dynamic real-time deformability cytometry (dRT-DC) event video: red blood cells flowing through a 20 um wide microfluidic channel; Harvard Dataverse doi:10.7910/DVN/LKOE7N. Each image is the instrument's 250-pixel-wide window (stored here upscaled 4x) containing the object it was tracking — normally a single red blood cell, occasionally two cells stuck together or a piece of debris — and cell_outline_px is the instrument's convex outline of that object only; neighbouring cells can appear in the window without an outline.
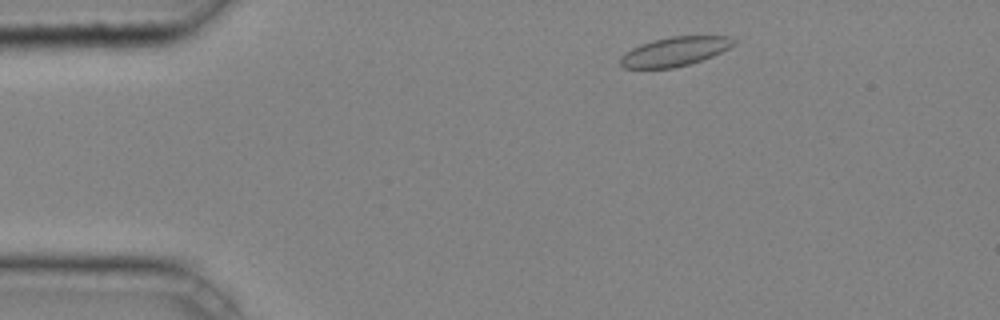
{"species": "common noctule bat (a hibernating species)", "species_latin": "Nyctalus noctula", "temperature_condition": "cold", "stored_images_in_passage": 35, "camera_frame_rate_fps": 3000, "um_per_image_px": 0.085, "animal": {"sex": "male", "body_mass_g": 20.4}, "frame": {"image": 1, "passage_image": 3, "time_ms": 0.667, "image_size_px": [1000, 320], "cell_outline_px": [[736, 44], [712, 56], [688, 64], [672, 68], [624, 68], [620, 64], [620, 56], [624, 52], [640, 44], [652, 40], [672, 36], [728, 36], [736, 40]], "centroid_in_image_um": [57.33, 4.37], "position_along_channel_um": 27.7, "area_um2": 19.19}}
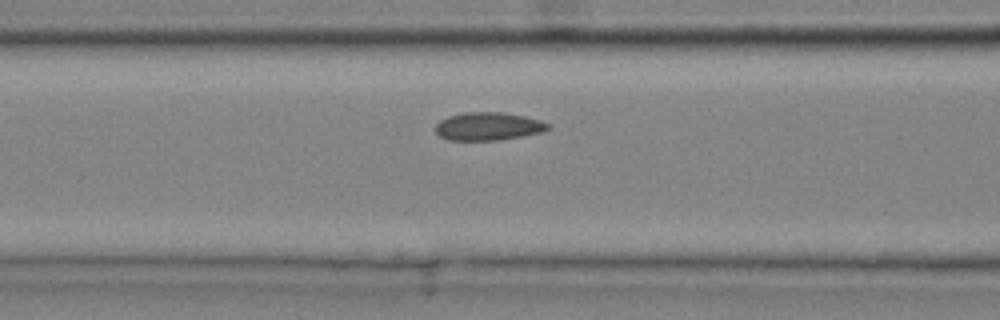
{"frame": {"image": 2, "passage_image": 14, "time_ms": 4.333, "image_size_px": [1000, 320], "cell_outline_px": [[552, 128], [544, 132], [500, 140], [448, 140], [440, 136], [436, 132], [436, 124], [440, 120], [448, 116], [464, 112], [500, 112], [524, 116], [540, 120], [548, 124]], "centroid_in_image_um": [41.51, 10.74], "position_along_channel_um": 125.1, "area_um2": 18.44}}
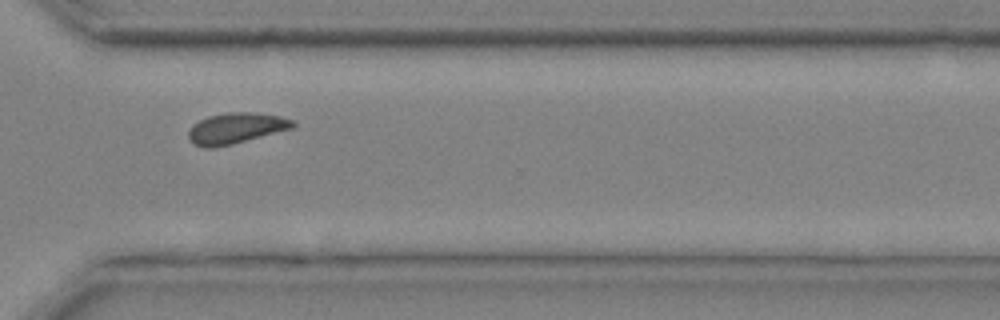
{"frame": {"image": 3, "passage_image": 30, "time_ms": 9.667, "image_size_px": [1000, 320], "cell_outline_px": [[296, 124], [292, 128], [232, 144], [212, 148], [204, 148], [188, 140], [188, 132], [192, 124], [208, 116], [228, 112], [252, 112], [280, 116], [292, 120]], "centroid_in_image_um": [20.01, 10.9], "position_along_channel_um": 350.6, "area_um2": 18.61}, "authors_computed_cell_mechanics": {"area_um2": 18.3804, "velocity_mm_per_s": 4.2154, "shape_relaxation_time_tau1_ms": null, "shape_relaxation_time_tau2_ms": 2.3083, "deformation_change_tau1": null, "deformation_change_tau2": 0.0346}}